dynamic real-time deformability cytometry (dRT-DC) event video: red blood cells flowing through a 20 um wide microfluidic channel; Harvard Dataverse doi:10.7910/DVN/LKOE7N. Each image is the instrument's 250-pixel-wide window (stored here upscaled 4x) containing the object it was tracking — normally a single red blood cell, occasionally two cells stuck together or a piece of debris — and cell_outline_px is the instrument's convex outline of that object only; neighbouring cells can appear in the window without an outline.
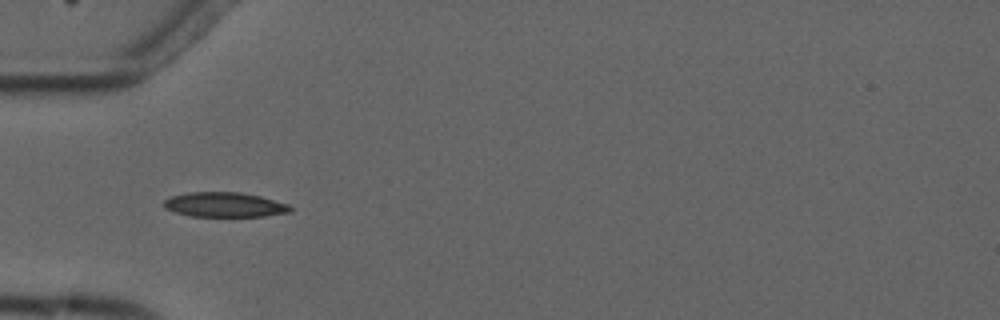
{"species": "common noctule bat (a hibernating species)", "species_latin": "Nyctalus noctula", "temperature_condition": "cold", "stored_images_in_passage": 10, "camera_frame_rate_fps": 3000, "um_per_image_px": 0.085, "animal": {"sex": "male", "forearm_length_mm": 52.5}, "frame": {"image": 1, "passage_image": 5, "time_ms": 4.667, "image_size_px": [1000, 320], "cell_outline_px": [[292, 212], [264, 216], [192, 216], [176, 212], [164, 208], [160, 204], [164, 200], [172, 196], [188, 192], [240, 192], [260, 196], [288, 204], [292, 208]], "centroid_in_image_um": [19.07, 17.39], "position_along_channel_um": 65.9, "area_um2": 18.26}}
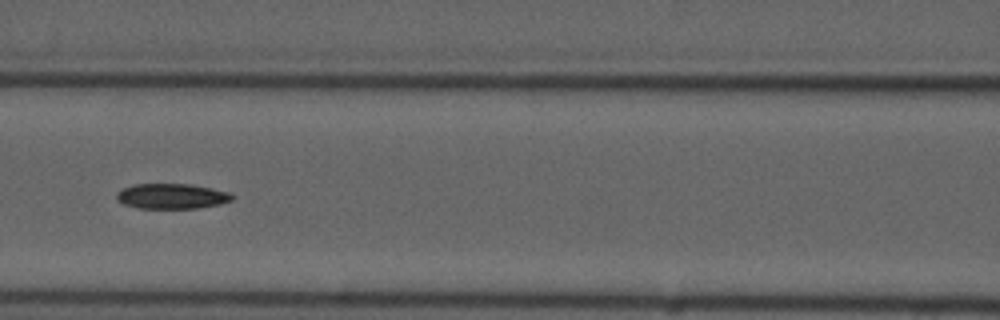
{"frame": {"image": 2, "passage_image": 7, "time_ms": 7.0, "image_size_px": [1000, 320], "cell_outline_px": [[236, 196], [232, 200], [220, 204], [196, 208], [136, 208], [124, 204], [116, 200], [116, 196], [124, 188], [132, 184], [188, 184], [212, 188], [228, 192]], "centroid_in_image_um": [14.61, 16.68], "position_along_channel_um": 152.0, "area_um2": 16.94}}
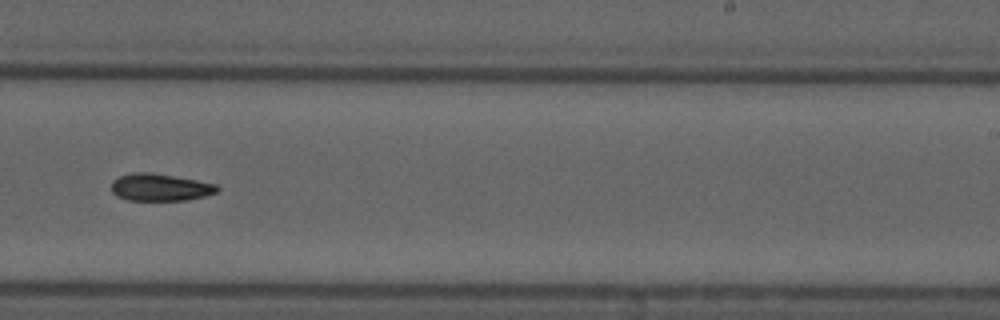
{"frame": {"image": 3, "passage_image": 10, "time_ms": 10.333, "image_size_px": [1000, 320], "cell_outline_px": [[220, 188], [216, 192], [204, 196], [188, 200], [128, 200], [116, 196], [112, 192], [112, 180], [120, 176], [132, 172], [152, 172], [196, 180], [216, 184]], "centroid_in_image_um": [13.59, 15.92], "position_along_channel_um": 275.4, "area_um2": 16.82}}